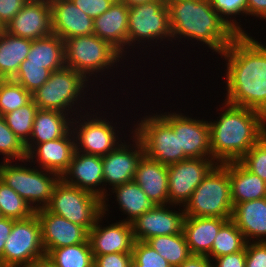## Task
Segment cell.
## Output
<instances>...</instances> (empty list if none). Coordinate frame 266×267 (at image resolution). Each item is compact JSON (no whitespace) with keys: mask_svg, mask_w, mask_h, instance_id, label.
<instances>
[{"mask_svg":"<svg viewBox=\"0 0 266 267\" xmlns=\"http://www.w3.org/2000/svg\"><path fill=\"white\" fill-rule=\"evenodd\" d=\"M256 37L237 35L220 57L214 58L224 60L221 70L225 73L221 72L224 77H220L222 82L225 79L223 101L266 116V46Z\"/></svg>","mask_w":266,"mask_h":267,"instance_id":"cell-1","label":"cell"},{"mask_svg":"<svg viewBox=\"0 0 266 267\" xmlns=\"http://www.w3.org/2000/svg\"><path fill=\"white\" fill-rule=\"evenodd\" d=\"M168 8L172 49L174 52L177 50L178 55L181 53V44H184L183 47L190 44L194 52L196 48L193 50V47L197 44V49L205 48V52L213 53H209V56L217 54L219 57L237 36L208 0H177L169 4Z\"/></svg>","mask_w":266,"mask_h":267,"instance_id":"cell-2","label":"cell"},{"mask_svg":"<svg viewBox=\"0 0 266 267\" xmlns=\"http://www.w3.org/2000/svg\"><path fill=\"white\" fill-rule=\"evenodd\" d=\"M221 101L215 107L217 119H208L211 157L217 164L239 161L266 134L263 113Z\"/></svg>","mask_w":266,"mask_h":267,"instance_id":"cell-3","label":"cell"},{"mask_svg":"<svg viewBox=\"0 0 266 267\" xmlns=\"http://www.w3.org/2000/svg\"><path fill=\"white\" fill-rule=\"evenodd\" d=\"M64 53L65 67L72 68L76 72L83 74L93 85H95V87L102 92V94L105 92V96L110 94V96L114 95L115 97V94H119V91L116 92V90H114L112 93L109 92L115 89L114 87L119 86L117 85L118 81L115 79H118L120 76H116V78L115 75H122L123 73L125 74L126 70L124 68H127L129 71H131L130 75H134L133 79H146L144 78L145 76H143L141 79V75H137V73L134 72V68L129 69L130 67H133L132 64L128 63V61L107 41L100 39L94 34L75 36L65 39ZM125 62H127L129 65ZM120 68L122 70H120ZM132 71L135 74H133ZM116 72L119 73L117 74ZM136 75L138 77H135ZM105 76L108 80L105 78ZM107 81H112L110 86L111 88L109 89L106 88L109 87V85H107ZM101 84H103V88L101 86L100 89L99 85ZM106 90L108 92L107 94Z\"/></svg>","mask_w":266,"mask_h":267,"instance_id":"cell-4","label":"cell"},{"mask_svg":"<svg viewBox=\"0 0 266 267\" xmlns=\"http://www.w3.org/2000/svg\"><path fill=\"white\" fill-rule=\"evenodd\" d=\"M119 96L120 94L118 95L117 98L115 97L114 100H112L113 96H109V95L105 96V98H102V101L99 100L97 107L95 106V108L93 107L85 112L79 113L78 115L72 118L71 130L75 138V151L103 157L107 155L109 152L113 151L118 145L122 143V141H124V139L128 137L129 133L133 132L132 131V120L130 118L129 119L125 118L123 116L124 114L120 112L121 109L127 110L128 107L126 108L125 107L120 108L118 106L114 107L116 105H114L113 102L119 101ZM106 102L108 105L105 104ZM111 106L113 109L111 108ZM115 108L116 109L119 108L120 110H116ZM101 109H104L106 111H103ZM118 111L120 112L122 116L118 114L119 113ZM119 118L120 120L124 119V121L126 120L127 122L124 123L122 120L120 122ZM120 123L123 124L121 125L122 127L120 126ZM126 127L127 128L130 127L131 129L129 128L128 130ZM123 129H125V131Z\"/></svg>","mask_w":266,"mask_h":267,"instance_id":"cell-5","label":"cell"},{"mask_svg":"<svg viewBox=\"0 0 266 267\" xmlns=\"http://www.w3.org/2000/svg\"><path fill=\"white\" fill-rule=\"evenodd\" d=\"M163 45L165 46V49ZM151 47L154 49L151 50ZM170 47L172 49L169 8L162 0H154L152 2L129 7L127 58L130 59L129 62L131 63H133L134 60V64H132V66L135 67V71L136 69L141 68V71H137L141 72L140 74L142 75V71L144 72V70H142L143 66L144 69L148 68L145 66V64L147 65V61L145 63L147 55L151 60H154L155 56L159 54L156 56L157 59L162 51L165 52ZM134 48H137L138 50H135ZM160 49H164L165 51H160ZM149 52L153 53L152 56L154 58L150 56L151 54ZM136 55L138 59L136 58ZM142 55H144L145 58L144 56L142 57ZM140 58H144L145 60H141ZM138 60L140 62L139 64L143 61L144 65L142 67L135 66V64L138 63Z\"/></svg>","mask_w":266,"mask_h":267,"instance_id":"cell-6","label":"cell"},{"mask_svg":"<svg viewBox=\"0 0 266 267\" xmlns=\"http://www.w3.org/2000/svg\"><path fill=\"white\" fill-rule=\"evenodd\" d=\"M94 86L83 74L64 67L51 72L49 79L32 93V100L38 109L64 112L73 118L97 106L98 100L105 97Z\"/></svg>","mask_w":266,"mask_h":267,"instance_id":"cell-7","label":"cell"},{"mask_svg":"<svg viewBox=\"0 0 266 267\" xmlns=\"http://www.w3.org/2000/svg\"><path fill=\"white\" fill-rule=\"evenodd\" d=\"M0 179L36 211L49 204L53 189L61 177L57 173L37 168L25 159L1 161Z\"/></svg>","mask_w":266,"mask_h":267,"instance_id":"cell-8","label":"cell"},{"mask_svg":"<svg viewBox=\"0 0 266 267\" xmlns=\"http://www.w3.org/2000/svg\"><path fill=\"white\" fill-rule=\"evenodd\" d=\"M153 111L139 114L140 117L134 111L136 119L130 116L132 131L143 144L144 154L167 166L188 159L184 151H180L179 132H174L157 111Z\"/></svg>","mask_w":266,"mask_h":267,"instance_id":"cell-9","label":"cell"},{"mask_svg":"<svg viewBox=\"0 0 266 267\" xmlns=\"http://www.w3.org/2000/svg\"><path fill=\"white\" fill-rule=\"evenodd\" d=\"M185 217H218L231 219L230 179L227 163L217 164L195 188L183 206Z\"/></svg>","mask_w":266,"mask_h":267,"instance_id":"cell-10","label":"cell"},{"mask_svg":"<svg viewBox=\"0 0 266 267\" xmlns=\"http://www.w3.org/2000/svg\"><path fill=\"white\" fill-rule=\"evenodd\" d=\"M45 208L89 232L103 213V199L89 191L68 185L60 179Z\"/></svg>","mask_w":266,"mask_h":267,"instance_id":"cell-11","label":"cell"},{"mask_svg":"<svg viewBox=\"0 0 266 267\" xmlns=\"http://www.w3.org/2000/svg\"><path fill=\"white\" fill-rule=\"evenodd\" d=\"M41 224L34 213L29 218L14 220L3 250V267H29L44 261Z\"/></svg>","mask_w":266,"mask_h":267,"instance_id":"cell-12","label":"cell"},{"mask_svg":"<svg viewBox=\"0 0 266 267\" xmlns=\"http://www.w3.org/2000/svg\"><path fill=\"white\" fill-rule=\"evenodd\" d=\"M164 109L163 107V109L156 111L172 127L174 132H179L180 151H184L188 158H212L209 123L205 117L206 114L201 119L197 114L195 118L191 111L190 115L185 113V108L182 110L178 107L175 111L169 108L164 111Z\"/></svg>","mask_w":266,"mask_h":267,"instance_id":"cell-13","label":"cell"},{"mask_svg":"<svg viewBox=\"0 0 266 267\" xmlns=\"http://www.w3.org/2000/svg\"><path fill=\"white\" fill-rule=\"evenodd\" d=\"M143 155V144L131 132L120 145L102 157L103 199L113 187L134 180L137 165Z\"/></svg>","mask_w":266,"mask_h":267,"instance_id":"cell-14","label":"cell"},{"mask_svg":"<svg viewBox=\"0 0 266 267\" xmlns=\"http://www.w3.org/2000/svg\"><path fill=\"white\" fill-rule=\"evenodd\" d=\"M216 165L213 158H188L168 165L169 204L184 206Z\"/></svg>","mask_w":266,"mask_h":267,"instance_id":"cell-15","label":"cell"},{"mask_svg":"<svg viewBox=\"0 0 266 267\" xmlns=\"http://www.w3.org/2000/svg\"><path fill=\"white\" fill-rule=\"evenodd\" d=\"M108 218L109 216L102 213L88 232L93 256L132 253L135 243L132 224L116 219L115 222L109 223Z\"/></svg>","mask_w":266,"mask_h":267,"instance_id":"cell-16","label":"cell"},{"mask_svg":"<svg viewBox=\"0 0 266 267\" xmlns=\"http://www.w3.org/2000/svg\"><path fill=\"white\" fill-rule=\"evenodd\" d=\"M184 219L183 206L155 205L131 223L134 239L146 241L151 237L182 233Z\"/></svg>","mask_w":266,"mask_h":267,"instance_id":"cell-17","label":"cell"},{"mask_svg":"<svg viewBox=\"0 0 266 267\" xmlns=\"http://www.w3.org/2000/svg\"><path fill=\"white\" fill-rule=\"evenodd\" d=\"M5 31L32 41L52 34L49 0H29L5 26Z\"/></svg>","mask_w":266,"mask_h":267,"instance_id":"cell-18","label":"cell"},{"mask_svg":"<svg viewBox=\"0 0 266 267\" xmlns=\"http://www.w3.org/2000/svg\"><path fill=\"white\" fill-rule=\"evenodd\" d=\"M41 224L42 243L45 254L55 248L84 243L88 231L64 217L49 212L46 208L35 211Z\"/></svg>","mask_w":266,"mask_h":267,"instance_id":"cell-19","label":"cell"},{"mask_svg":"<svg viewBox=\"0 0 266 267\" xmlns=\"http://www.w3.org/2000/svg\"><path fill=\"white\" fill-rule=\"evenodd\" d=\"M75 152V138L72 130L64 137L37 144L27 159L37 168L57 173L60 177L68 170Z\"/></svg>","mask_w":266,"mask_h":267,"instance_id":"cell-20","label":"cell"},{"mask_svg":"<svg viewBox=\"0 0 266 267\" xmlns=\"http://www.w3.org/2000/svg\"><path fill=\"white\" fill-rule=\"evenodd\" d=\"M53 34L63 41L94 33V19L83 13L70 0H49Z\"/></svg>","mask_w":266,"mask_h":267,"instance_id":"cell-21","label":"cell"},{"mask_svg":"<svg viewBox=\"0 0 266 267\" xmlns=\"http://www.w3.org/2000/svg\"><path fill=\"white\" fill-rule=\"evenodd\" d=\"M61 179L68 185L89 191L103 199L102 157L75 151L69 168Z\"/></svg>","mask_w":266,"mask_h":267,"instance_id":"cell-22","label":"cell"},{"mask_svg":"<svg viewBox=\"0 0 266 267\" xmlns=\"http://www.w3.org/2000/svg\"><path fill=\"white\" fill-rule=\"evenodd\" d=\"M111 192V193H110ZM114 195V196H112ZM110 196V197H109ZM115 199L113 201V199ZM111 203L117 204L118 207L114 206L115 208H119L118 211L122 212L124 217L126 218H120L122 221H125L127 223H132L135 221L140 215L144 214L148 210L152 209L155 205L148 199L147 195L144 193V191L141 189V187L135 183L134 181L117 185L113 187L110 191H108L106 197L103 199V213L106 216H109L111 221L112 220V210H109L113 207L110 205ZM116 201V203H115ZM110 211V212H109Z\"/></svg>","mask_w":266,"mask_h":267,"instance_id":"cell-23","label":"cell"},{"mask_svg":"<svg viewBox=\"0 0 266 267\" xmlns=\"http://www.w3.org/2000/svg\"><path fill=\"white\" fill-rule=\"evenodd\" d=\"M128 14L129 7L121 2H114L110 8L94 18V35L107 41L128 62L127 40H128Z\"/></svg>","mask_w":266,"mask_h":267,"instance_id":"cell-24","label":"cell"},{"mask_svg":"<svg viewBox=\"0 0 266 267\" xmlns=\"http://www.w3.org/2000/svg\"><path fill=\"white\" fill-rule=\"evenodd\" d=\"M133 181L154 205L169 204L167 165L144 154L137 165Z\"/></svg>","mask_w":266,"mask_h":267,"instance_id":"cell-25","label":"cell"},{"mask_svg":"<svg viewBox=\"0 0 266 267\" xmlns=\"http://www.w3.org/2000/svg\"><path fill=\"white\" fill-rule=\"evenodd\" d=\"M231 220L247 242H266V197L235 204Z\"/></svg>","mask_w":266,"mask_h":267,"instance_id":"cell-26","label":"cell"},{"mask_svg":"<svg viewBox=\"0 0 266 267\" xmlns=\"http://www.w3.org/2000/svg\"><path fill=\"white\" fill-rule=\"evenodd\" d=\"M228 220L218 217H185L182 232L191 255L207 256L220 228Z\"/></svg>","mask_w":266,"mask_h":267,"instance_id":"cell-27","label":"cell"},{"mask_svg":"<svg viewBox=\"0 0 266 267\" xmlns=\"http://www.w3.org/2000/svg\"><path fill=\"white\" fill-rule=\"evenodd\" d=\"M72 117L64 112L38 109L31 137L25 145L27 154L37 145L64 137L71 130Z\"/></svg>","mask_w":266,"mask_h":267,"instance_id":"cell-28","label":"cell"},{"mask_svg":"<svg viewBox=\"0 0 266 267\" xmlns=\"http://www.w3.org/2000/svg\"><path fill=\"white\" fill-rule=\"evenodd\" d=\"M227 172L233 206L266 197V182L248 171L239 161L228 162Z\"/></svg>","mask_w":266,"mask_h":267,"instance_id":"cell-29","label":"cell"},{"mask_svg":"<svg viewBox=\"0 0 266 267\" xmlns=\"http://www.w3.org/2000/svg\"><path fill=\"white\" fill-rule=\"evenodd\" d=\"M32 40L12 35H0V79H12L29 54Z\"/></svg>","mask_w":266,"mask_h":267,"instance_id":"cell-30","label":"cell"},{"mask_svg":"<svg viewBox=\"0 0 266 267\" xmlns=\"http://www.w3.org/2000/svg\"><path fill=\"white\" fill-rule=\"evenodd\" d=\"M26 60L43 64L51 72L60 70L65 67L64 41L53 33L33 40Z\"/></svg>","mask_w":266,"mask_h":267,"instance_id":"cell-31","label":"cell"},{"mask_svg":"<svg viewBox=\"0 0 266 267\" xmlns=\"http://www.w3.org/2000/svg\"><path fill=\"white\" fill-rule=\"evenodd\" d=\"M45 261L52 267H94L89 241L50 250Z\"/></svg>","mask_w":266,"mask_h":267,"instance_id":"cell-32","label":"cell"},{"mask_svg":"<svg viewBox=\"0 0 266 267\" xmlns=\"http://www.w3.org/2000/svg\"><path fill=\"white\" fill-rule=\"evenodd\" d=\"M145 242L165 258L172 267H178L191 256L183 232L151 237Z\"/></svg>","mask_w":266,"mask_h":267,"instance_id":"cell-33","label":"cell"},{"mask_svg":"<svg viewBox=\"0 0 266 267\" xmlns=\"http://www.w3.org/2000/svg\"><path fill=\"white\" fill-rule=\"evenodd\" d=\"M246 243L247 241L243 233L237 228L235 223L229 219L220 228L207 257L213 260L217 257L237 253L245 248Z\"/></svg>","mask_w":266,"mask_h":267,"instance_id":"cell-34","label":"cell"},{"mask_svg":"<svg viewBox=\"0 0 266 267\" xmlns=\"http://www.w3.org/2000/svg\"><path fill=\"white\" fill-rule=\"evenodd\" d=\"M208 1L211 3L213 9L219 14V16L237 35L252 33L253 30H251V32L249 30V33L248 30H245L246 28H250V26L249 27L246 26V23H248L246 19L248 0H208Z\"/></svg>","mask_w":266,"mask_h":267,"instance_id":"cell-35","label":"cell"},{"mask_svg":"<svg viewBox=\"0 0 266 267\" xmlns=\"http://www.w3.org/2000/svg\"><path fill=\"white\" fill-rule=\"evenodd\" d=\"M38 106L31 100L23 107L3 115L6 124L14 134L26 145L32 134L34 117Z\"/></svg>","mask_w":266,"mask_h":267,"instance_id":"cell-36","label":"cell"},{"mask_svg":"<svg viewBox=\"0 0 266 267\" xmlns=\"http://www.w3.org/2000/svg\"><path fill=\"white\" fill-rule=\"evenodd\" d=\"M0 213L13 220L26 219L35 213L32 207L0 179Z\"/></svg>","mask_w":266,"mask_h":267,"instance_id":"cell-37","label":"cell"},{"mask_svg":"<svg viewBox=\"0 0 266 267\" xmlns=\"http://www.w3.org/2000/svg\"><path fill=\"white\" fill-rule=\"evenodd\" d=\"M32 100V94L12 79H0V115L15 111Z\"/></svg>","mask_w":266,"mask_h":267,"instance_id":"cell-38","label":"cell"},{"mask_svg":"<svg viewBox=\"0 0 266 267\" xmlns=\"http://www.w3.org/2000/svg\"><path fill=\"white\" fill-rule=\"evenodd\" d=\"M0 155L2 162L27 159L24 143L8 127L2 115H0Z\"/></svg>","mask_w":266,"mask_h":267,"instance_id":"cell-39","label":"cell"},{"mask_svg":"<svg viewBox=\"0 0 266 267\" xmlns=\"http://www.w3.org/2000/svg\"><path fill=\"white\" fill-rule=\"evenodd\" d=\"M51 71L43 64L24 60L12 80L22 85L31 94L40 88L50 77Z\"/></svg>","mask_w":266,"mask_h":267,"instance_id":"cell-40","label":"cell"},{"mask_svg":"<svg viewBox=\"0 0 266 267\" xmlns=\"http://www.w3.org/2000/svg\"><path fill=\"white\" fill-rule=\"evenodd\" d=\"M251 173L266 182V134L239 160Z\"/></svg>","mask_w":266,"mask_h":267,"instance_id":"cell-41","label":"cell"},{"mask_svg":"<svg viewBox=\"0 0 266 267\" xmlns=\"http://www.w3.org/2000/svg\"><path fill=\"white\" fill-rule=\"evenodd\" d=\"M132 267L172 266L145 241H135L132 251Z\"/></svg>","mask_w":266,"mask_h":267,"instance_id":"cell-42","label":"cell"},{"mask_svg":"<svg viewBox=\"0 0 266 267\" xmlns=\"http://www.w3.org/2000/svg\"><path fill=\"white\" fill-rule=\"evenodd\" d=\"M245 267H266V242L246 243Z\"/></svg>","mask_w":266,"mask_h":267,"instance_id":"cell-43","label":"cell"},{"mask_svg":"<svg viewBox=\"0 0 266 267\" xmlns=\"http://www.w3.org/2000/svg\"><path fill=\"white\" fill-rule=\"evenodd\" d=\"M94 267H132V253L94 256Z\"/></svg>","mask_w":266,"mask_h":267,"instance_id":"cell-44","label":"cell"},{"mask_svg":"<svg viewBox=\"0 0 266 267\" xmlns=\"http://www.w3.org/2000/svg\"><path fill=\"white\" fill-rule=\"evenodd\" d=\"M83 13L96 18L105 13L114 3L112 0H70Z\"/></svg>","mask_w":266,"mask_h":267,"instance_id":"cell-45","label":"cell"},{"mask_svg":"<svg viewBox=\"0 0 266 267\" xmlns=\"http://www.w3.org/2000/svg\"><path fill=\"white\" fill-rule=\"evenodd\" d=\"M29 0H0V21L6 26Z\"/></svg>","mask_w":266,"mask_h":267,"instance_id":"cell-46","label":"cell"},{"mask_svg":"<svg viewBox=\"0 0 266 267\" xmlns=\"http://www.w3.org/2000/svg\"><path fill=\"white\" fill-rule=\"evenodd\" d=\"M213 267H245L246 264V246L243 250L214 258Z\"/></svg>","mask_w":266,"mask_h":267,"instance_id":"cell-47","label":"cell"},{"mask_svg":"<svg viewBox=\"0 0 266 267\" xmlns=\"http://www.w3.org/2000/svg\"><path fill=\"white\" fill-rule=\"evenodd\" d=\"M247 17L248 23L250 24V18L253 17L252 20L257 18L260 21L266 22V0H248L247 1Z\"/></svg>","mask_w":266,"mask_h":267,"instance_id":"cell-48","label":"cell"},{"mask_svg":"<svg viewBox=\"0 0 266 267\" xmlns=\"http://www.w3.org/2000/svg\"><path fill=\"white\" fill-rule=\"evenodd\" d=\"M14 220L2 217L0 219V267H3V250L8 239Z\"/></svg>","mask_w":266,"mask_h":267,"instance_id":"cell-49","label":"cell"},{"mask_svg":"<svg viewBox=\"0 0 266 267\" xmlns=\"http://www.w3.org/2000/svg\"><path fill=\"white\" fill-rule=\"evenodd\" d=\"M178 267H213V263L207 256L191 255Z\"/></svg>","mask_w":266,"mask_h":267,"instance_id":"cell-50","label":"cell"},{"mask_svg":"<svg viewBox=\"0 0 266 267\" xmlns=\"http://www.w3.org/2000/svg\"><path fill=\"white\" fill-rule=\"evenodd\" d=\"M154 0H119V2L125 4L127 7H131L138 4L152 2Z\"/></svg>","mask_w":266,"mask_h":267,"instance_id":"cell-51","label":"cell"},{"mask_svg":"<svg viewBox=\"0 0 266 267\" xmlns=\"http://www.w3.org/2000/svg\"><path fill=\"white\" fill-rule=\"evenodd\" d=\"M29 267H52L50 264H48L45 260L37 263L34 266H29Z\"/></svg>","mask_w":266,"mask_h":267,"instance_id":"cell-52","label":"cell"},{"mask_svg":"<svg viewBox=\"0 0 266 267\" xmlns=\"http://www.w3.org/2000/svg\"><path fill=\"white\" fill-rule=\"evenodd\" d=\"M5 32V26L3 25V23L0 21V35L2 34V33H4Z\"/></svg>","mask_w":266,"mask_h":267,"instance_id":"cell-53","label":"cell"},{"mask_svg":"<svg viewBox=\"0 0 266 267\" xmlns=\"http://www.w3.org/2000/svg\"><path fill=\"white\" fill-rule=\"evenodd\" d=\"M164 3H165V5H169V4H171L172 2H175V1H177V0H162Z\"/></svg>","mask_w":266,"mask_h":267,"instance_id":"cell-54","label":"cell"}]
</instances>
